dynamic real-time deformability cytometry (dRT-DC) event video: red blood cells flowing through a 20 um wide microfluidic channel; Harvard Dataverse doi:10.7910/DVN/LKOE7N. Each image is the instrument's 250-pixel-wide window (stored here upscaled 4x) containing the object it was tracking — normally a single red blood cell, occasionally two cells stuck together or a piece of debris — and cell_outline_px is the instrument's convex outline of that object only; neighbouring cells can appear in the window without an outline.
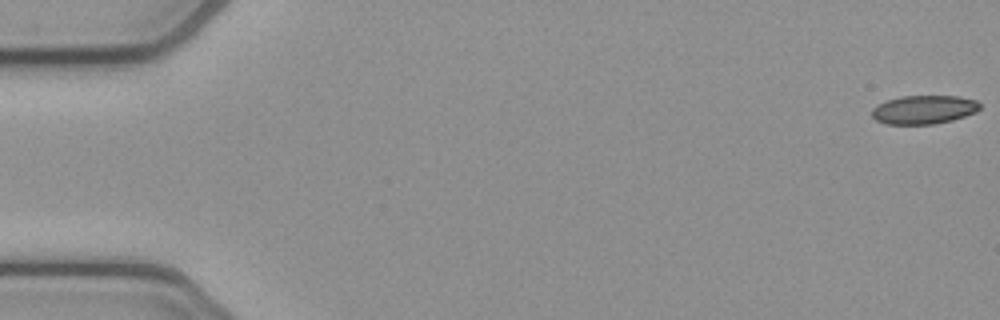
{"species": "common noctule bat (a hibernating species)", "species_latin": "Nyctalus noctula", "temperature_condition": "cold", "stored_images_in_passage": 5, "camera_frame_rate_fps": 3000, "um_per_image_px": 0.085, "animal": {"sex": "female", "body_mass_g": 21.9}, "frame": {"image": 1, "passage_image": 1, "time_ms": 0.0, "image_size_px": [1000, 320], "cell_outline_px": [[980, 108], [976, 112], [952, 120], [932, 124], [888, 124], [876, 120], [872, 116], [872, 108], [888, 100], [900, 96], [960, 96], [976, 100], [980, 104]], "centroid_in_image_um": [78.54, 9.31], "position_along_channel_um": 6.5, "area_um2": 17.92}}
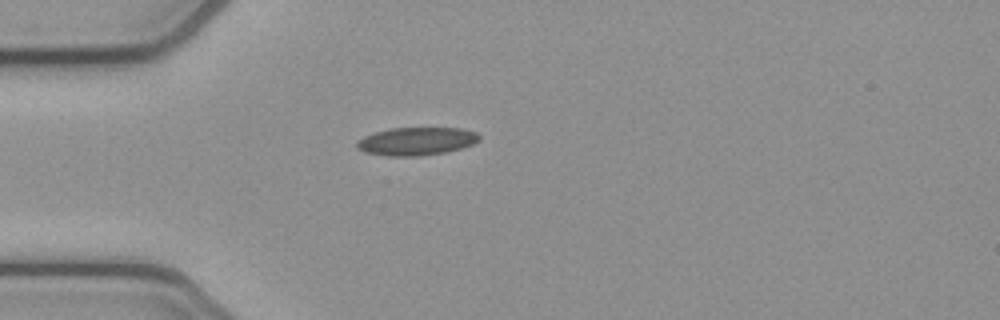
{"frame": {"image": 2, "passage_image": 5, "time_ms": 1.333, "image_size_px": [1000, 320], "cell_outline_px": [[480, 140], [472, 144], [448, 152], [420, 156], [388, 156], [364, 152], [356, 148], [356, 140], [364, 136], [376, 132], [392, 128], [464, 128], [476, 132], [480, 136]], "centroid_in_image_um": [35.39, 12.01], "position_along_channel_um": 49.6, "area_um2": 20.11}}